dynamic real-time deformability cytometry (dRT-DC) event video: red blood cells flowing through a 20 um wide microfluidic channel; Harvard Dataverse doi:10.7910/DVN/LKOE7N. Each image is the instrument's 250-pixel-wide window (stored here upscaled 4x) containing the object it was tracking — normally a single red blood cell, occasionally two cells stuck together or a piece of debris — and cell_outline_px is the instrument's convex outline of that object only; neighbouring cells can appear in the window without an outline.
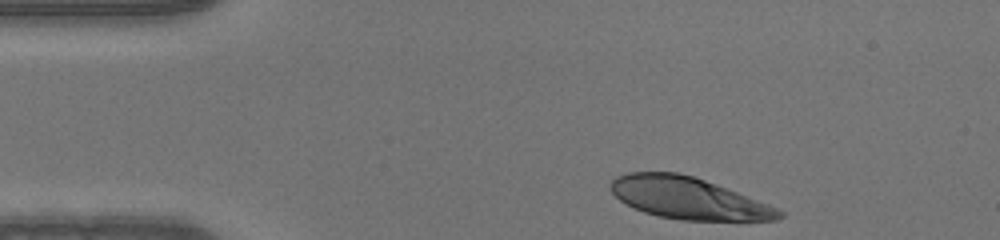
{"species": "human", "species_latin": "Homo sapiens", "temperature_condition": "warm", "stored_images_in_passage": 35, "camera_frame_rate_fps": 3000, "um_per_image_px": 0.085, "donor": {"sex": "male"}, "frame": {"image": 1, "passage_image": 1, "time_ms": 0.0, "image_size_px": [1000, 240], "cell_outline_px": [[784, 216], [776, 220], [680, 220], [660, 216], [644, 212], [620, 200], [608, 188], [608, 184], [616, 176], [628, 172], [680, 172], [716, 184], [768, 204], [784, 212]], "centroid_in_image_um": [58.47, 16.83], "position_along_channel_um": 26.5, "area_um2": 40.63}}
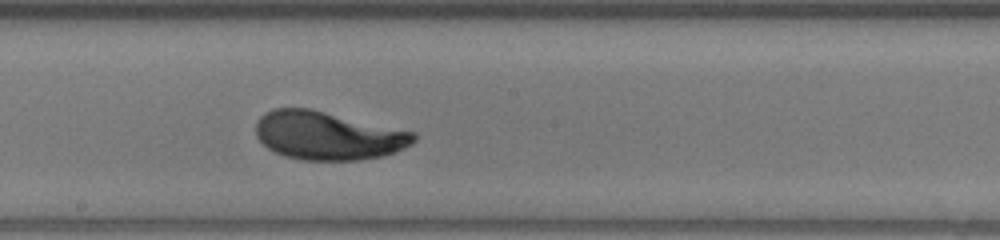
{"frame": {"image": 2, "passage_image": 20, "time_ms": 6.333, "image_size_px": [1000, 240], "cell_outline_px": [[416, 140], [412, 144], [396, 152], [384, 156], [360, 160], [304, 160], [284, 156], [268, 148], [256, 136], [256, 124], [260, 116], [264, 112], [272, 108], [312, 108], [416, 132]], "centroid_in_image_um": [27.89, 11.52], "position_along_channel_um": 220.3, "area_um2": 44.91}}
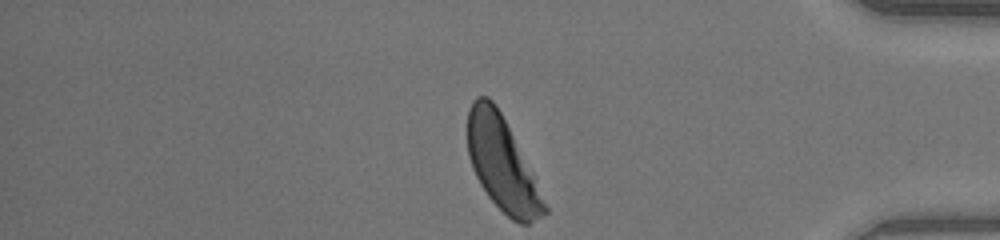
{"frame": {"image": 3, "passage_image": 35, "time_ms": 11.333, "image_size_px": [1000, 240], "cell_outline_px": [[548, 212], [528, 224], [520, 224], [512, 220], [488, 196], [480, 184], [472, 168], [468, 156], [468, 108], [472, 100], [476, 96], [488, 96], [496, 104], [548, 208]], "centroid_in_image_um": [42.63, 13.93], "position_along_channel_um": 392.6, "area_um2": 40.63}}